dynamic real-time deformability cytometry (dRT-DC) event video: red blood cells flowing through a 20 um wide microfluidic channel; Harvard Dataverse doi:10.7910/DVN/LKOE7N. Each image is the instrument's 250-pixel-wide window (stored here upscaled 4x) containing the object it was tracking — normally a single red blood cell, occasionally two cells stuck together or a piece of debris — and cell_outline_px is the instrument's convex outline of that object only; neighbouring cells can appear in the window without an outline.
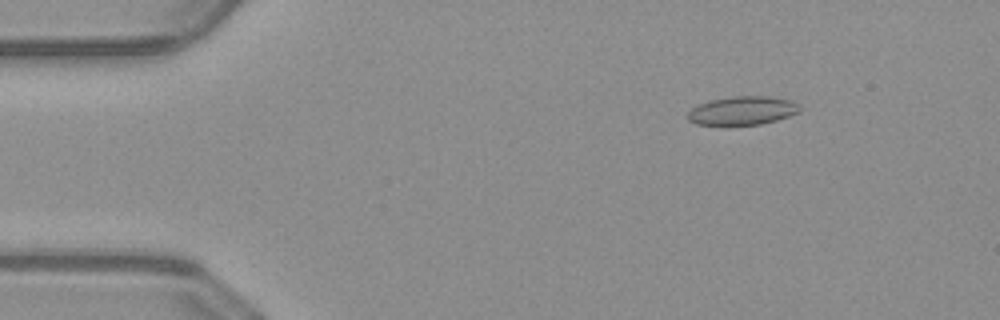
{"species": "common noctule bat (a hibernating species)", "species_latin": "Nyctalus noctula", "temperature_condition": "warm", "stored_images_in_passage": 46, "camera_frame_rate_fps": 3000, "um_per_image_px": 0.085, "animal": {"sex": "male", "body_mass_g": 23.1, "forearm_length_mm": 52.7}, "frame": {"image": 1, "passage_image": 2, "time_ms": 0.333, "image_size_px": [1000, 320], "cell_outline_px": [[796, 112], [772, 120], [756, 124], [700, 124], [688, 120], [688, 112], [692, 108], [700, 104], [712, 100], [740, 96], [760, 96], [784, 100], [792, 104]], "centroid_in_image_um": [62.93, 9.41], "position_along_channel_um": 22.1, "area_um2": 17.11}}
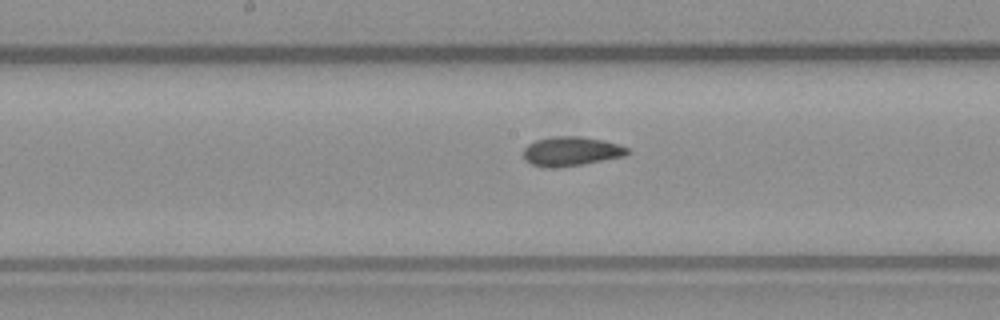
{"frame": {"image": 2, "passage_image": 21, "time_ms": 6.667, "image_size_px": [1000, 320], "cell_outline_px": [[628, 152], [624, 156], [580, 164], [556, 168], [544, 168], [532, 164], [524, 156], [524, 148], [528, 144], [536, 140], [552, 136], [580, 136], [600, 140], [616, 144], [628, 148]], "centroid_in_image_um": [48.5, 12.86], "position_along_channel_um": 199.7, "area_um2": 17.4}}
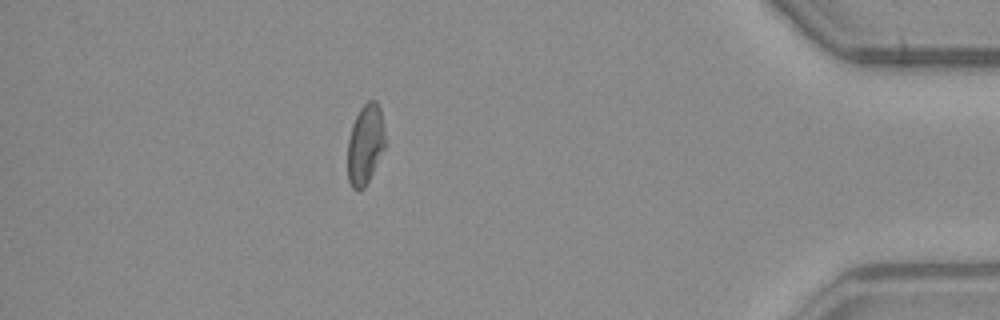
{"frame": {"image": 3, "passage_image": 40, "time_ms": 13.0, "image_size_px": [1000, 320], "cell_outline_px": [[384, 148], [364, 188], [352, 188], [348, 180], [348, 140], [352, 124], [360, 108], [368, 100], [376, 100], [380, 108], [384, 132]], "centroid_in_image_um": [31.03, 12.23], "position_along_channel_um": 404.2, "area_um2": 17.11}, "authors_computed_cell_mechanics": {"area_um2": 17.4267, "velocity_mm_per_s": 4.04, "shape_relaxation_time_tau1_ms": null, "shape_relaxation_time_tau2_ms": 1.8825, "deformation_change_tau1": null, "deformation_change_tau2": 0.0863}}